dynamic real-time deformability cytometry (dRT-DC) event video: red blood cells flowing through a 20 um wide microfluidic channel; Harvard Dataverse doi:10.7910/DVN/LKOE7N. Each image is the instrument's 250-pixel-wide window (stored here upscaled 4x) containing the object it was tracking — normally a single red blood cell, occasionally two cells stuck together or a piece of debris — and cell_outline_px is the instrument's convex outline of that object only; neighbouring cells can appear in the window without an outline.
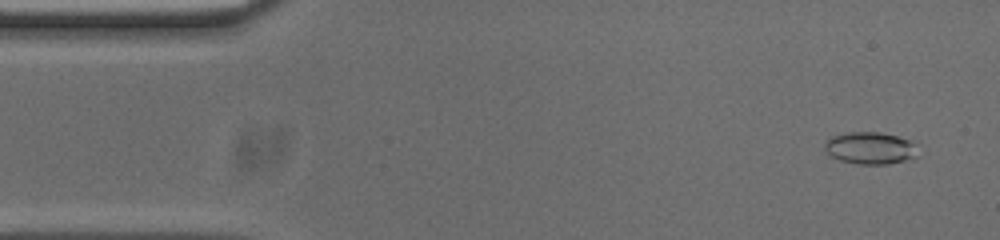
{"species": "common noctule bat (a hibernating species)", "species_latin": "Nyctalus noctula", "temperature_condition": "cold", "stored_images_in_passage": 53, "camera_frame_rate_fps": 3000, "um_per_image_px": 0.085, "animal": {"sex": "male", "body_mass_g": 20.0, "forearm_length_mm": 53.3}, "frame": {"image": 1, "passage_image": 3, "time_ms": 0.667, "image_size_px": [1000, 240], "cell_outline_px": [[916, 160], [888, 164], [856, 164], [840, 160], [832, 156], [824, 148], [824, 144], [832, 136], [848, 132], [880, 132], [896, 136], [908, 140], [912, 144], [916, 156]], "centroid_in_image_um": [73.97, 12.6], "position_along_channel_um": 11.0, "area_um2": 17.34}}
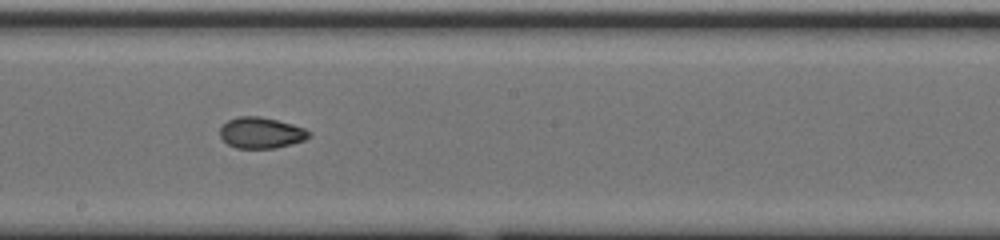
{"frame": {"image": 2, "passage_image": 28, "time_ms": 9.0, "image_size_px": [1000, 240], "cell_outline_px": [[312, 136], [304, 140], [276, 148], [236, 148], [228, 144], [220, 136], [220, 128], [228, 120], [236, 116], [260, 116], [292, 124], [304, 128], [312, 132]], "centroid_in_image_um": [22.21, 11.28], "position_along_channel_um": 226.0, "area_um2": 16.13}}
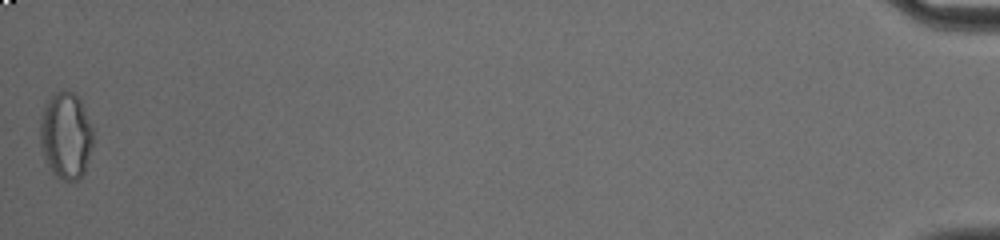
{"frame": {"image": 3, "passage_image": 53, "time_ms": 17.333, "image_size_px": [1000, 240], "cell_outline_px": [[92, 144], [84, 172], [76, 180], [64, 180], [56, 176], [52, 172], [44, 160], [40, 144], [40, 120], [44, 104], [48, 96], [56, 92], [68, 88], [80, 96], [92, 128]], "centroid_in_image_um": [5.57, 11.45], "position_along_channel_um": 429.6, "area_um2": 27.17}, "authors_computed_cell_mechanics": {"area_um2": 16.473, "velocity_mm_per_s": 3.7572, "shape_relaxation_time_tau1_ms": null, "shape_relaxation_time_tau2_ms": 1.8161, "deformation_change_tau1": null, "deformation_change_tau2": 0.057}}